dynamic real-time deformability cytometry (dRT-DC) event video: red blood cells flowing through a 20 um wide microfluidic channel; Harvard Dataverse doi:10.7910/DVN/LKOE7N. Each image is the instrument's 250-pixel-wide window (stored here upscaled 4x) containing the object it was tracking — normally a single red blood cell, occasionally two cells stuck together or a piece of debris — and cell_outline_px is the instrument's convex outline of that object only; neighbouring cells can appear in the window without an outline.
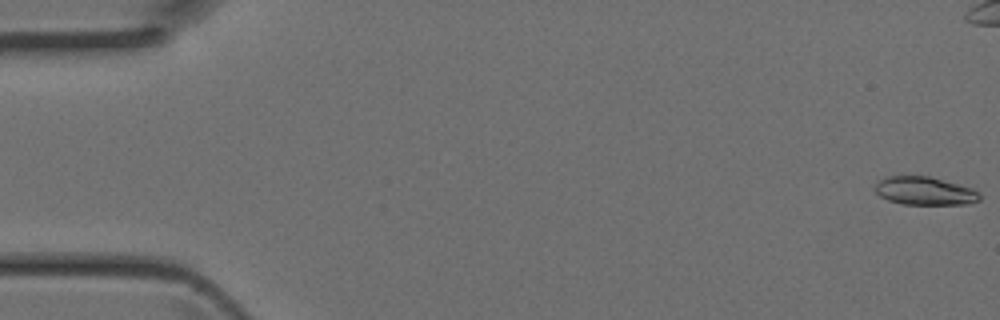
{"species": "Egyptian fruit bat (a non-hibernating species)", "species_latin": "Rousettus aegyptiacus", "temperature_condition": "room temperature", "stored_images_in_passage": 45, "camera_frame_rate_fps": 3000, "um_per_image_px": 0.085, "animal": {"sex": "female"}, "frame": {"image": 1, "passage_image": 1, "time_ms": 0.0, "image_size_px": [1000, 320], "cell_outline_px": [[980, 200], [964, 204], [904, 204], [888, 200], [880, 196], [876, 192], [876, 184], [880, 180], [888, 176], [928, 176], [972, 188], [980, 196]], "centroid_in_image_um": [78.58, 16.23], "position_along_channel_um": 6.4, "area_um2": 16.82}}
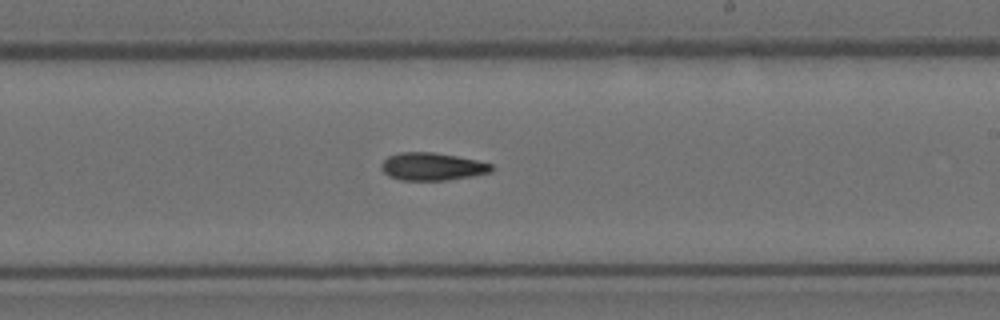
{"frame": {"image": 2, "passage_image": 26, "time_ms": 8.333, "image_size_px": [1000, 320], "cell_outline_px": [[496, 168], [492, 172], [472, 176], [448, 180], [400, 180], [388, 176], [380, 168], [380, 164], [388, 156], [400, 152], [432, 152], [456, 156], [476, 160], [492, 164]], "centroid_in_image_um": [36.74, 14.16], "position_along_channel_um": 252.3, "area_um2": 17.92}}
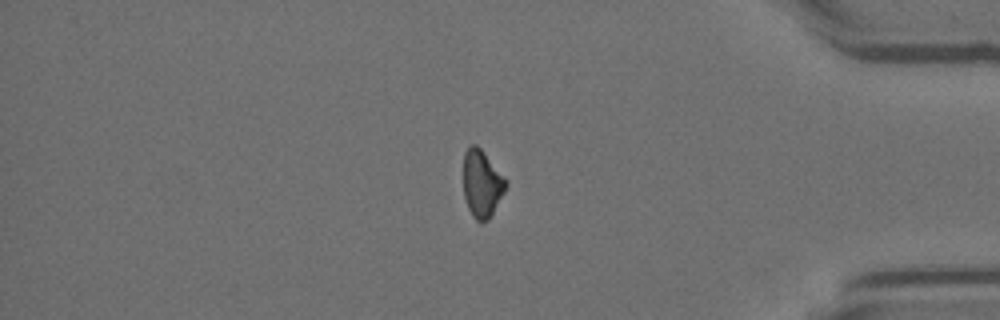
{"frame": {"image": 3, "passage_image": 37, "time_ms": 12.0, "image_size_px": [1000, 320], "cell_outline_px": [[508, 184], [504, 192], [488, 220], [480, 224], [472, 216], [468, 208], [464, 196], [464, 152], [468, 144], [476, 144], [480, 148], [508, 180]], "centroid_in_image_um": [40.96, 15.6], "position_along_channel_um": 394.2, "area_um2": 16.76}}